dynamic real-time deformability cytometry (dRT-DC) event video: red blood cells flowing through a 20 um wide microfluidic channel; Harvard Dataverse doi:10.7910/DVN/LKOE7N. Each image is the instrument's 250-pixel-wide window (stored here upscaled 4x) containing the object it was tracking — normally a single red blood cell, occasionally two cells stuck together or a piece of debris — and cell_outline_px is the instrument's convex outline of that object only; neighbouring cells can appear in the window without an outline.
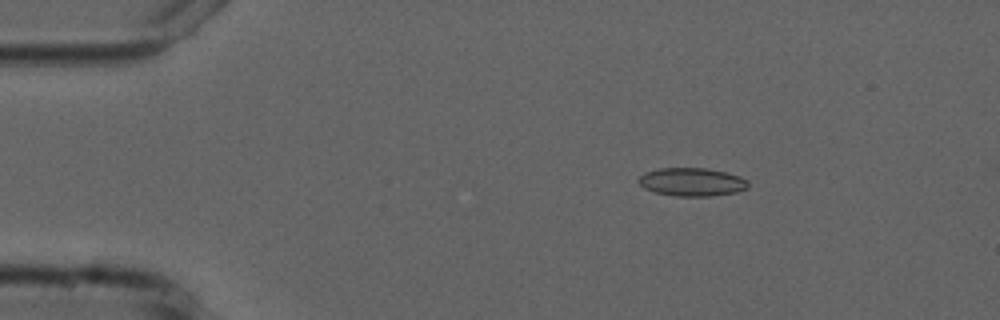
{"species": "common noctule bat (a hibernating species)", "species_latin": "Nyctalus noctula", "temperature_condition": "cold", "stored_images_in_passage": 3, "camera_frame_rate_fps": 3000, "um_per_image_px": 0.085, "animal": {"sex": "male", "forearm_length_mm": 52.5}, "frame": {"image": 1, "passage_image": 2, "time_ms": 1.333, "image_size_px": [1000, 320], "cell_outline_px": [[748, 188], [736, 192], [712, 196], [676, 196], [656, 192], [644, 188], [636, 180], [644, 172], [660, 168], [708, 168], [728, 172], [740, 176], [748, 180]], "centroid_in_image_um": [58.83, 15.46], "position_along_channel_um": 26.2, "area_um2": 18.21}}